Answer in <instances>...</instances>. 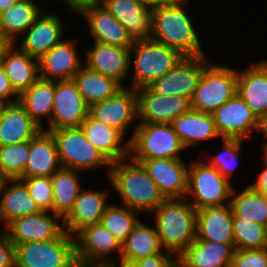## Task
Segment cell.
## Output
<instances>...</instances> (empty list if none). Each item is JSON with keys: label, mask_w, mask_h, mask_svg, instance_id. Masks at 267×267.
Listing matches in <instances>:
<instances>
[{"label": "cell", "mask_w": 267, "mask_h": 267, "mask_svg": "<svg viewBox=\"0 0 267 267\" xmlns=\"http://www.w3.org/2000/svg\"><path fill=\"white\" fill-rule=\"evenodd\" d=\"M189 0H174L152 10L151 38L176 49L183 56L206 55L187 10Z\"/></svg>", "instance_id": "6da1fadb"}, {"label": "cell", "mask_w": 267, "mask_h": 267, "mask_svg": "<svg viewBox=\"0 0 267 267\" xmlns=\"http://www.w3.org/2000/svg\"><path fill=\"white\" fill-rule=\"evenodd\" d=\"M108 179L122 206L139 213L151 214L165 200L141 163L130 157L111 163Z\"/></svg>", "instance_id": "7a4b0ae2"}, {"label": "cell", "mask_w": 267, "mask_h": 267, "mask_svg": "<svg viewBox=\"0 0 267 267\" xmlns=\"http://www.w3.org/2000/svg\"><path fill=\"white\" fill-rule=\"evenodd\" d=\"M187 199H165L151 213L162 248L176 256L196 239L197 209Z\"/></svg>", "instance_id": "3957f363"}, {"label": "cell", "mask_w": 267, "mask_h": 267, "mask_svg": "<svg viewBox=\"0 0 267 267\" xmlns=\"http://www.w3.org/2000/svg\"><path fill=\"white\" fill-rule=\"evenodd\" d=\"M129 140V157L141 163L143 160L165 158L182 159L185 147L170 123L135 124Z\"/></svg>", "instance_id": "277c9868"}, {"label": "cell", "mask_w": 267, "mask_h": 267, "mask_svg": "<svg viewBox=\"0 0 267 267\" xmlns=\"http://www.w3.org/2000/svg\"><path fill=\"white\" fill-rule=\"evenodd\" d=\"M134 55V60L131 58ZM184 56L176 49L157 43L152 39L136 41L130 47V70L133 76L129 88L148 87L155 80L174 68Z\"/></svg>", "instance_id": "5b68a950"}, {"label": "cell", "mask_w": 267, "mask_h": 267, "mask_svg": "<svg viewBox=\"0 0 267 267\" xmlns=\"http://www.w3.org/2000/svg\"><path fill=\"white\" fill-rule=\"evenodd\" d=\"M189 201L197 210L220 207L230 203L231 182L204 159L188 164Z\"/></svg>", "instance_id": "8992f818"}, {"label": "cell", "mask_w": 267, "mask_h": 267, "mask_svg": "<svg viewBox=\"0 0 267 267\" xmlns=\"http://www.w3.org/2000/svg\"><path fill=\"white\" fill-rule=\"evenodd\" d=\"M237 70L226 64L208 63L191 99V109L212 113L237 91Z\"/></svg>", "instance_id": "52a82bcc"}, {"label": "cell", "mask_w": 267, "mask_h": 267, "mask_svg": "<svg viewBox=\"0 0 267 267\" xmlns=\"http://www.w3.org/2000/svg\"><path fill=\"white\" fill-rule=\"evenodd\" d=\"M75 238L66 231L57 239L15 246V267H76Z\"/></svg>", "instance_id": "ba28073f"}, {"label": "cell", "mask_w": 267, "mask_h": 267, "mask_svg": "<svg viewBox=\"0 0 267 267\" xmlns=\"http://www.w3.org/2000/svg\"><path fill=\"white\" fill-rule=\"evenodd\" d=\"M52 133L57 144L61 166L85 172L98 167L106 169L109 175L111 163L86 138L80 127L47 130Z\"/></svg>", "instance_id": "9c48e42d"}, {"label": "cell", "mask_w": 267, "mask_h": 267, "mask_svg": "<svg viewBox=\"0 0 267 267\" xmlns=\"http://www.w3.org/2000/svg\"><path fill=\"white\" fill-rule=\"evenodd\" d=\"M206 56H184L174 68L148 87L159 95H179L191 100L202 71L210 62Z\"/></svg>", "instance_id": "30bf717a"}, {"label": "cell", "mask_w": 267, "mask_h": 267, "mask_svg": "<svg viewBox=\"0 0 267 267\" xmlns=\"http://www.w3.org/2000/svg\"><path fill=\"white\" fill-rule=\"evenodd\" d=\"M61 220V221H60ZM63 218L50 211L13 219L4 228L14 246L33 241H49L59 238L64 232Z\"/></svg>", "instance_id": "8fae6325"}, {"label": "cell", "mask_w": 267, "mask_h": 267, "mask_svg": "<svg viewBox=\"0 0 267 267\" xmlns=\"http://www.w3.org/2000/svg\"><path fill=\"white\" fill-rule=\"evenodd\" d=\"M88 110L89 106L73 80L55 81L52 118L44 130L80 127Z\"/></svg>", "instance_id": "7c38bea8"}, {"label": "cell", "mask_w": 267, "mask_h": 267, "mask_svg": "<svg viewBox=\"0 0 267 267\" xmlns=\"http://www.w3.org/2000/svg\"><path fill=\"white\" fill-rule=\"evenodd\" d=\"M88 114L125 136L138 119L136 90L124 87L114 97L90 105Z\"/></svg>", "instance_id": "4fadbf2b"}, {"label": "cell", "mask_w": 267, "mask_h": 267, "mask_svg": "<svg viewBox=\"0 0 267 267\" xmlns=\"http://www.w3.org/2000/svg\"><path fill=\"white\" fill-rule=\"evenodd\" d=\"M211 114L221 138L246 140L257 127V115L237 93Z\"/></svg>", "instance_id": "5bb4252c"}, {"label": "cell", "mask_w": 267, "mask_h": 267, "mask_svg": "<svg viewBox=\"0 0 267 267\" xmlns=\"http://www.w3.org/2000/svg\"><path fill=\"white\" fill-rule=\"evenodd\" d=\"M139 123H171L191 109V100L183 96H165L149 87L136 90Z\"/></svg>", "instance_id": "9a60e30c"}, {"label": "cell", "mask_w": 267, "mask_h": 267, "mask_svg": "<svg viewBox=\"0 0 267 267\" xmlns=\"http://www.w3.org/2000/svg\"><path fill=\"white\" fill-rule=\"evenodd\" d=\"M182 159L155 158L143 160L141 165L156 183L165 199L186 198L188 165Z\"/></svg>", "instance_id": "2e32d148"}, {"label": "cell", "mask_w": 267, "mask_h": 267, "mask_svg": "<svg viewBox=\"0 0 267 267\" xmlns=\"http://www.w3.org/2000/svg\"><path fill=\"white\" fill-rule=\"evenodd\" d=\"M74 238L77 261L112 262L113 253H119L120 260V242L101 223L83 227Z\"/></svg>", "instance_id": "e0dca14e"}, {"label": "cell", "mask_w": 267, "mask_h": 267, "mask_svg": "<svg viewBox=\"0 0 267 267\" xmlns=\"http://www.w3.org/2000/svg\"><path fill=\"white\" fill-rule=\"evenodd\" d=\"M64 27L60 16L43 11L24 35H21L25 36L20 42L21 46H18V40L14 44L28 55L39 59L64 39Z\"/></svg>", "instance_id": "ac0fdd59"}, {"label": "cell", "mask_w": 267, "mask_h": 267, "mask_svg": "<svg viewBox=\"0 0 267 267\" xmlns=\"http://www.w3.org/2000/svg\"><path fill=\"white\" fill-rule=\"evenodd\" d=\"M77 38L63 39L38 59L39 78L52 81L73 80L84 65L77 50Z\"/></svg>", "instance_id": "d6986e66"}, {"label": "cell", "mask_w": 267, "mask_h": 267, "mask_svg": "<svg viewBox=\"0 0 267 267\" xmlns=\"http://www.w3.org/2000/svg\"><path fill=\"white\" fill-rule=\"evenodd\" d=\"M86 53L84 65L88 69L111 77L126 87L123 81L127 80L130 71V47L94 41Z\"/></svg>", "instance_id": "ffe728a7"}, {"label": "cell", "mask_w": 267, "mask_h": 267, "mask_svg": "<svg viewBox=\"0 0 267 267\" xmlns=\"http://www.w3.org/2000/svg\"><path fill=\"white\" fill-rule=\"evenodd\" d=\"M101 4L128 31L134 42L151 38L152 10L138 0H101Z\"/></svg>", "instance_id": "44dd1931"}, {"label": "cell", "mask_w": 267, "mask_h": 267, "mask_svg": "<svg viewBox=\"0 0 267 267\" xmlns=\"http://www.w3.org/2000/svg\"><path fill=\"white\" fill-rule=\"evenodd\" d=\"M107 194L108 191L105 190L81 189L73 208L63 218L64 230L74 236L83 227L100 223L106 208L110 205L107 202Z\"/></svg>", "instance_id": "7402d4cb"}, {"label": "cell", "mask_w": 267, "mask_h": 267, "mask_svg": "<svg viewBox=\"0 0 267 267\" xmlns=\"http://www.w3.org/2000/svg\"><path fill=\"white\" fill-rule=\"evenodd\" d=\"M78 15L85 18L94 41L120 47L134 45L128 31L101 3L84 8Z\"/></svg>", "instance_id": "603a6c76"}, {"label": "cell", "mask_w": 267, "mask_h": 267, "mask_svg": "<svg viewBox=\"0 0 267 267\" xmlns=\"http://www.w3.org/2000/svg\"><path fill=\"white\" fill-rule=\"evenodd\" d=\"M61 167L54 136L41 129L30 140L27 164L19 178L51 177Z\"/></svg>", "instance_id": "cb8c5ba5"}, {"label": "cell", "mask_w": 267, "mask_h": 267, "mask_svg": "<svg viewBox=\"0 0 267 267\" xmlns=\"http://www.w3.org/2000/svg\"><path fill=\"white\" fill-rule=\"evenodd\" d=\"M80 128L89 142L110 163L129 157V140H126L125 143V136L120 131L93 119L89 114L82 122Z\"/></svg>", "instance_id": "d4e9b609"}, {"label": "cell", "mask_w": 267, "mask_h": 267, "mask_svg": "<svg viewBox=\"0 0 267 267\" xmlns=\"http://www.w3.org/2000/svg\"><path fill=\"white\" fill-rule=\"evenodd\" d=\"M236 93L257 117L267 111V60L237 70Z\"/></svg>", "instance_id": "484cf974"}, {"label": "cell", "mask_w": 267, "mask_h": 267, "mask_svg": "<svg viewBox=\"0 0 267 267\" xmlns=\"http://www.w3.org/2000/svg\"><path fill=\"white\" fill-rule=\"evenodd\" d=\"M234 252L230 243L195 239L178 256L179 267H231Z\"/></svg>", "instance_id": "4316f807"}, {"label": "cell", "mask_w": 267, "mask_h": 267, "mask_svg": "<svg viewBox=\"0 0 267 267\" xmlns=\"http://www.w3.org/2000/svg\"><path fill=\"white\" fill-rule=\"evenodd\" d=\"M233 212L230 204L197 210L196 239L230 243L233 240Z\"/></svg>", "instance_id": "83f0119b"}, {"label": "cell", "mask_w": 267, "mask_h": 267, "mask_svg": "<svg viewBox=\"0 0 267 267\" xmlns=\"http://www.w3.org/2000/svg\"><path fill=\"white\" fill-rule=\"evenodd\" d=\"M0 65L18 94L39 79L38 59L20 50L14 43L5 49Z\"/></svg>", "instance_id": "f1b7e54d"}, {"label": "cell", "mask_w": 267, "mask_h": 267, "mask_svg": "<svg viewBox=\"0 0 267 267\" xmlns=\"http://www.w3.org/2000/svg\"><path fill=\"white\" fill-rule=\"evenodd\" d=\"M40 130L19 102L2 104L0 146L29 141Z\"/></svg>", "instance_id": "f546056e"}, {"label": "cell", "mask_w": 267, "mask_h": 267, "mask_svg": "<svg viewBox=\"0 0 267 267\" xmlns=\"http://www.w3.org/2000/svg\"><path fill=\"white\" fill-rule=\"evenodd\" d=\"M185 149L200 141L218 138L219 135L211 113L190 109L170 123Z\"/></svg>", "instance_id": "4dcf8cb0"}, {"label": "cell", "mask_w": 267, "mask_h": 267, "mask_svg": "<svg viewBox=\"0 0 267 267\" xmlns=\"http://www.w3.org/2000/svg\"><path fill=\"white\" fill-rule=\"evenodd\" d=\"M54 96L55 81L39 78L33 85L19 94L18 102L32 120L41 129H44V126L51 122ZM43 121L46 124H43Z\"/></svg>", "instance_id": "1f68e13d"}, {"label": "cell", "mask_w": 267, "mask_h": 267, "mask_svg": "<svg viewBox=\"0 0 267 267\" xmlns=\"http://www.w3.org/2000/svg\"><path fill=\"white\" fill-rule=\"evenodd\" d=\"M41 212L21 179H6L0 195V219L4 227L13 219Z\"/></svg>", "instance_id": "d6a6232c"}, {"label": "cell", "mask_w": 267, "mask_h": 267, "mask_svg": "<svg viewBox=\"0 0 267 267\" xmlns=\"http://www.w3.org/2000/svg\"><path fill=\"white\" fill-rule=\"evenodd\" d=\"M35 0H20L0 13V32L11 43L23 35L44 11Z\"/></svg>", "instance_id": "836d02e7"}, {"label": "cell", "mask_w": 267, "mask_h": 267, "mask_svg": "<svg viewBox=\"0 0 267 267\" xmlns=\"http://www.w3.org/2000/svg\"><path fill=\"white\" fill-rule=\"evenodd\" d=\"M173 254L165 251L159 241L157 231L154 227L146 225L142 220L133 228L130 235L121 245L120 259L128 262L156 255Z\"/></svg>", "instance_id": "e575fe53"}, {"label": "cell", "mask_w": 267, "mask_h": 267, "mask_svg": "<svg viewBox=\"0 0 267 267\" xmlns=\"http://www.w3.org/2000/svg\"><path fill=\"white\" fill-rule=\"evenodd\" d=\"M73 81L88 106L112 98L124 88L115 79L94 72L85 65L74 75Z\"/></svg>", "instance_id": "d590c367"}, {"label": "cell", "mask_w": 267, "mask_h": 267, "mask_svg": "<svg viewBox=\"0 0 267 267\" xmlns=\"http://www.w3.org/2000/svg\"><path fill=\"white\" fill-rule=\"evenodd\" d=\"M82 171L61 167L51 176L53 212L64 218L73 208L81 187ZM80 181V182H79Z\"/></svg>", "instance_id": "8d00e7d4"}, {"label": "cell", "mask_w": 267, "mask_h": 267, "mask_svg": "<svg viewBox=\"0 0 267 267\" xmlns=\"http://www.w3.org/2000/svg\"><path fill=\"white\" fill-rule=\"evenodd\" d=\"M233 218L256 222L267 227V196L249 185L238 192L234 187L230 196Z\"/></svg>", "instance_id": "74e56055"}, {"label": "cell", "mask_w": 267, "mask_h": 267, "mask_svg": "<svg viewBox=\"0 0 267 267\" xmlns=\"http://www.w3.org/2000/svg\"><path fill=\"white\" fill-rule=\"evenodd\" d=\"M137 213L140 214L126 206L120 207L119 205L110 203L106 208L100 223L110 231L122 245L132 232L133 228L140 221Z\"/></svg>", "instance_id": "f35d334b"}, {"label": "cell", "mask_w": 267, "mask_h": 267, "mask_svg": "<svg viewBox=\"0 0 267 267\" xmlns=\"http://www.w3.org/2000/svg\"><path fill=\"white\" fill-rule=\"evenodd\" d=\"M232 231L235 250L267 248V227L264 225L233 218Z\"/></svg>", "instance_id": "ab89813d"}, {"label": "cell", "mask_w": 267, "mask_h": 267, "mask_svg": "<svg viewBox=\"0 0 267 267\" xmlns=\"http://www.w3.org/2000/svg\"><path fill=\"white\" fill-rule=\"evenodd\" d=\"M30 140L0 146V175L6 179L19 178L25 170Z\"/></svg>", "instance_id": "60d3db41"}, {"label": "cell", "mask_w": 267, "mask_h": 267, "mask_svg": "<svg viewBox=\"0 0 267 267\" xmlns=\"http://www.w3.org/2000/svg\"><path fill=\"white\" fill-rule=\"evenodd\" d=\"M243 142L242 139L222 138L223 154L208 156L210 158L206 162L230 181V177L237 167Z\"/></svg>", "instance_id": "b9f144b4"}, {"label": "cell", "mask_w": 267, "mask_h": 267, "mask_svg": "<svg viewBox=\"0 0 267 267\" xmlns=\"http://www.w3.org/2000/svg\"><path fill=\"white\" fill-rule=\"evenodd\" d=\"M21 179L41 211L53 212V194L51 177H30Z\"/></svg>", "instance_id": "7bdbcfd3"}, {"label": "cell", "mask_w": 267, "mask_h": 267, "mask_svg": "<svg viewBox=\"0 0 267 267\" xmlns=\"http://www.w3.org/2000/svg\"><path fill=\"white\" fill-rule=\"evenodd\" d=\"M231 267H267V248L235 250Z\"/></svg>", "instance_id": "ee69618b"}, {"label": "cell", "mask_w": 267, "mask_h": 267, "mask_svg": "<svg viewBox=\"0 0 267 267\" xmlns=\"http://www.w3.org/2000/svg\"><path fill=\"white\" fill-rule=\"evenodd\" d=\"M138 267H179L175 254H156L134 261Z\"/></svg>", "instance_id": "f6af8a7d"}, {"label": "cell", "mask_w": 267, "mask_h": 267, "mask_svg": "<svg viewBox=\"0 0 267 267\" xmlns=\"http://www.w3.org/2000/svg\"><path fill=\"white\" fill-rule=\"evenodd\" d=\"M0 267H15V246L4 228L0 229Z\"/></svg>", "instance_id": "bcb514c9"}, {"label": "cell", "mask_w": 267, "mask_h": 267, "mask_svg": "<svg viewBox=\"0 0 267 267\" xmlns=\"http://www.w3.org/2000/svg\"><path fill=\"white\" fill-rule=\"evenodd\" d=\"M13 96V98H12ZM19 94L12 87L9 78L0 65V103L11 104L18 102Z\"/></svg>", "instance_id": "7dc6e473"}, {"label": "cell", "mask_w": 267, "mask_h": 267, "mask_svg": "<svg viewBox=\"0 0 267 267\" xmlns=\"http://www.w3.org/2000/svg\"><path fill=\"white\" fill-rule=\"evenodd\" d=\"M265 168L262 169L261 173L257 175V181L249 185L254 191L263 193L267 196V160H263L262 164Z\"/></svg>", "instance_id": "c3c4849f"}, {"label": "cell", "mask_w": 267, "mask_h": 267, "mask_svg": "<svg viewBox=\"0 0 267 267\" xmlns=\"http://www.w3.org/2000/svg\"><path fill=\"white\" fill-rule=\"evenodd\" d=\"M75 14H79L84 8L101 3V0H62Z\"/></svg>", "instance_id": "681fc988"}, {"label": "cell", "mask_w": 267, "mask_h": 267, "mask_svg": "<svg viewBox=\"0 0 267 267\" xmlns=\"http://www.w3.org/2000/svg\"><path fill=\"white\" fill-rule=\"evenodd\" d=\"M256 131L262 132L265 135L264 137H265L266 141L263 143V145L265 143H267V111L261 113L257 117Z\"/></svg>", "instance_id": "f907efd6"}, {"label": "cell", "mask_w": 267, "mask_h": 267, "mask_svg": "<svg viewBox=\"0 0 267 267\" xmlns=\"http://www.w3.org/2000/svg\"><path fill=\"white\" fill-rule=\"evenodd\" d=\"M76 267H117V265L112 262H88V261H76Z\"/></svg>", "instance_id": "816d5d0a"}, {"label": "cell", "mask_w": 267, "mask_h": 267, "mask_svg": "<svg viewBox=\"0 0 267 267\" xmlns=\"http://www.w3.org/2000/svg\"><path fill=\"white\" fill-rule=\"evenodd\" d=\"M143 6L147 7L150 10L169 4L174 0H138Z\"/></svg>", "instance_id": "f5cc1de1"}, {"label": "cell", "mask_w": 267, "mask_h": 267, "mask_svg": "<svg viewBox=\"0 0 267 267\" xmlns=\"http://www.w3.org/2000/svg\"><path fill=\"white\" fill-rule=\"evenodd\" d=\"M19 1L20 0H0V13L4 10L9 9L12 5Z\"/></svg>", "instance_id": "db71d44e"}, {"label": "cell", "mask_w": 267, "mask_h": 267, "mask_svg": "<svg viewBox=\"0 0 267 267\" xmlns=\"http://www.w3.org/2000/svg\"><path fill=\"white\" fill-rule=\"evenodd\" d=\"M11 43L5 38V36L0 32V57L3 55L5 49L10 45Z\"/></svg>", "instance_id": "11a10c76"}, {"label": "cell", "mask_w": 267, "mask_h": 267, "mask_svg": "<svg viewBox=\"0 0 267 267\" xmlns=\"http://www.w3.org/2000/svg\"><path fill=\"white\" fill-rule=\"evenodd\" d=\"M119 265L117 267H138L134 262L124 261L122 259L119 260Z\"/></svg>", "instance_id": "9f6ffc18"}, {"label": "cell", "mask_w": 267, "mask_h": 267, "mask_svg": "<svg viewBox=\"0 0 267 267\" xmlns=\"http://www.w3.org/2000/svg\"><path fill=\"white\" fill-rule=\"evenodd\" d=\"M262 146V152H263V155H264V159L267 160V143H265L264 145H261Z\"/></svg>", "instance_id": "6f0895ef"}, {"label": "cell", "mask_w": 267, "mask_h": 267, "mask_svg": "<svg viewBox=\"0 0 267 267\" xmlns=\"http://www.w3.org/2000/svg\"><path fill=\"white\" fill-rule=\"evenodd\" d=\"M5 181H6V178L0 175V195H1V191H2Z\"/></svg>", "instance_id": "680465c9"}, {"label": "cell", "mask_w": 267, "mask_h": 267, "mask_svg": "<svg viewBox=\"0 0 267 267\" xmlns=\"http://www.w3.org/2000/svg\"><path fill=\"white\" fill-rule=\"evenodd\" d=\"M1 111H2V104L0 103V116H1Z\"/></svg>", "instance_id": "91938a15"}]
</instances>
